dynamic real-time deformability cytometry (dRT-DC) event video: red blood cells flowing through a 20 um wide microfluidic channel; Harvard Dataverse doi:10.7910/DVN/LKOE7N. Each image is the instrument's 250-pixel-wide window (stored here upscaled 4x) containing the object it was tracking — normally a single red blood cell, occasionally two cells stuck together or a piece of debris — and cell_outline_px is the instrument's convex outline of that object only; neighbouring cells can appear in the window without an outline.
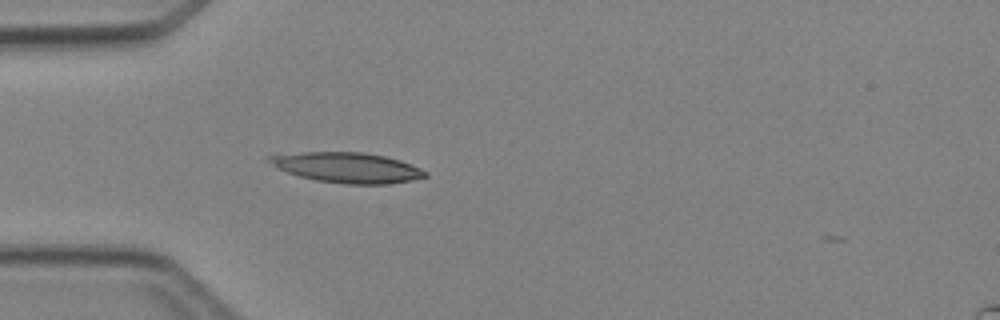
{"species": "Egyptian fruit bat (a non-hibernating species)", "species_latin": "Rousettus aegyptiacus", "temperature_condition": "cold", "stored_images_in_passage": 3, "camera_frame_rate_fps": 3000, "um_per_image_px": 0.085, "animal": {"sex": "female"}, "frame": {"image": 1, "passage_image": 3, "time_ms": 2.333, "image_size_px": [1000, 320], "cell_outline_px": [[428, 176], [412, 180], [392, 184], [344, 184], [316, 180], [300, 176], [288, 172], [264, 160], [268, 156], [304, 152], [364, 152], [384, 156], [400, 160], [412, 164], [428, 172]], "centroid_in_image_um": [29.57, 14.24], "position_along_channel_um": 55.4, "area_um2": 27.46}}